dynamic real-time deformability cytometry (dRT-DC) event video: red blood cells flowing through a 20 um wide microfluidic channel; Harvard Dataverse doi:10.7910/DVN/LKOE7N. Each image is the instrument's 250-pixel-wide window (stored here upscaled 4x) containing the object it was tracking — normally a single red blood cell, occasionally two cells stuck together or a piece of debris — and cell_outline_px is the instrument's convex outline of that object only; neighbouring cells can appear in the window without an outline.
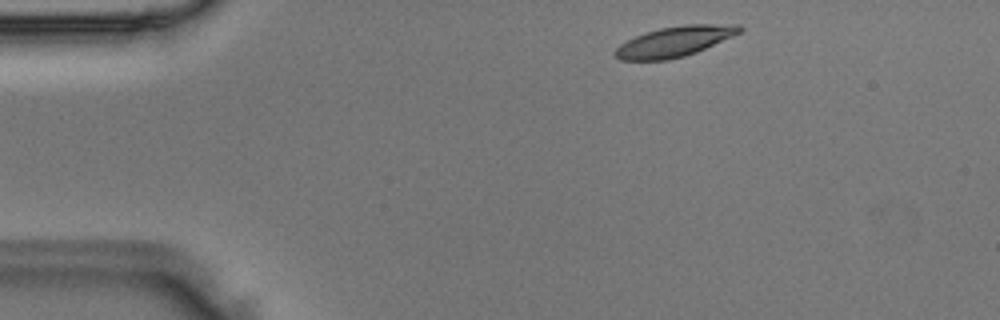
{"species": "Egyptian fruit bat (a non-hibernating species)", "species_latin": "Rousettus aegyptiacus", "temperature_condition": "room temperature", "stored_images_in_passage": 2, "camera_frame_rate_fps": 3000, "um_per_image_px": 0.085, "animal": {"sex": "male"}, "frame": {"image": 1, "passage_image": 1, "time_ms": 0.0, "image_size_px": [1000, 320], "cell_outline_px": [[744, 28], [740, 32], [732, 36], [696, 52], [684, 56], [668, 60], [620, 60], [612, 56], [612, 52], [620, 44], [636, 36], [660, 28], [684, 24], [740, 24]], "centroid_in_image_um": [57.32, 3.53], "position_along_channel_um": 27.7, "area_um2": 21.91}}